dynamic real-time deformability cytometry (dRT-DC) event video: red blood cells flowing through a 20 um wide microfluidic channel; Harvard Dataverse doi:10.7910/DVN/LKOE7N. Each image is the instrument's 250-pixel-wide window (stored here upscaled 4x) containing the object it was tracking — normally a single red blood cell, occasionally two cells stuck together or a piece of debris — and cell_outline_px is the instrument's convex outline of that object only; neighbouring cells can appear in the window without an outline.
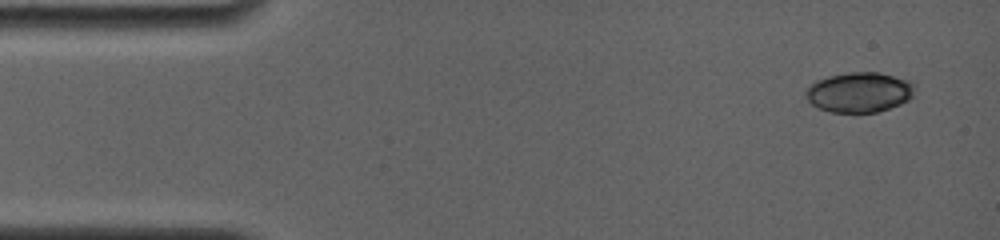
{"species": "common noctule bat (a hibernating species)", "species_latin": "Nyctalus noctula", "temperature_condition": "room temperature", "stored_images_in_passage": 9, "camera_frame_rate_fps": 4000, "um_per_image_px": 0.085, "animal": {"sex": "female", "body_mass_g": 19.0, "forearm_length_mm": 56.7}, "frame": {"image": 1, "passage_image": 1, "time_ms": 0.0, "image_size_px": [1000, 240], "cell_outline_px": [[912, 96], [908, 100], [900, 104], [876, 112], [832, 112], [820, 108], [812, 104], [808, 100], [804, 92], [816, 80], [848, 72], [880, 72], [904, 80], [912, 84]], "centroid_in_image_um": [73.0, 7.84], "position_along_channel_um": 12.0, "area_um2": 24.85}}
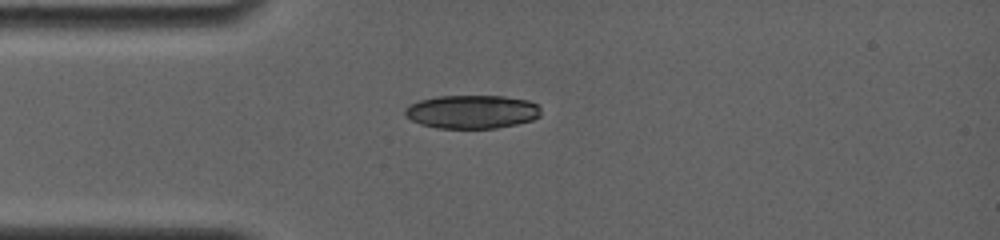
{"frame": {"image": 2, "passage_image": 8, "time_ms": 3.25, "image_size_px": [1000, 240], "cell_outline_px": [[540, 116], [532, 120], [516, 124], [496, 128], [436, 128], [420, 124], [412, 120], [404, 112], [404, 108], [420, 100], [436, 96], [504, 96], [528, 100], [536, 104], [540, 108]], "centroid_in_image_um": [40.12, 9.5], "position_along_channel_um": 44.9, "area_um2": 26.47}}